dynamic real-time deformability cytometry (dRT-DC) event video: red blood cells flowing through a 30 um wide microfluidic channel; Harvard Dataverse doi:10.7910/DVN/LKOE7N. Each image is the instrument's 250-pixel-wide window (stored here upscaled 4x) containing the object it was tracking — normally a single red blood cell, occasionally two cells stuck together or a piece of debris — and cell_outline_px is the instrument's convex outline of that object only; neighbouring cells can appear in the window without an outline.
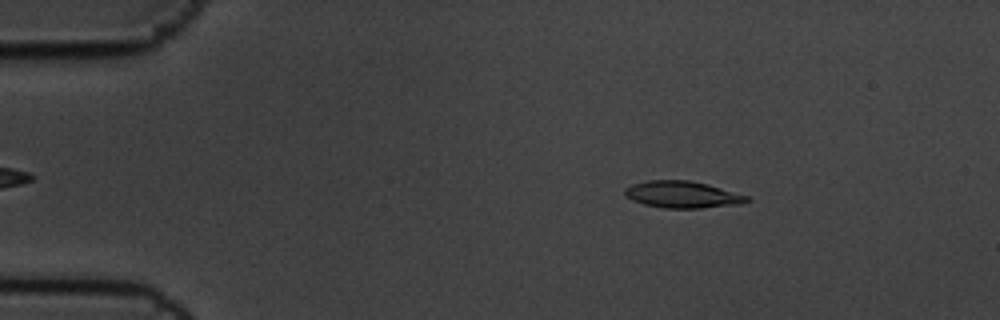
{"species": "common noctule bat (a hibernating species)", "species_latin": "Nyctalus noctula", "temperature_condition": "cold", "stored_images_in_passage": 54, "camera_frame_rate_fps": 3000, "um_per_image_px": 0.085, "animal": {"sex": "male", "body_mass_g": 19.5, "forearm_length_mm": 54.6}, "frame": {"image": 1, "passage_image": 8, "time_ms": 2.333, "image_size_px": [1000, 320], "cell_outline_px": [[752, 200], [740, 204], [700, 208], [664, 208], [644, 204], [632, 200], [624, 196], [624, 188], [632, 184], [648, 180], [688, 180], [708, 184], [748, 196]], "centroid_in_image_um": [57.98, 16.53], "position_along_channel_um": 27.0, "area_um2": 19.13}}
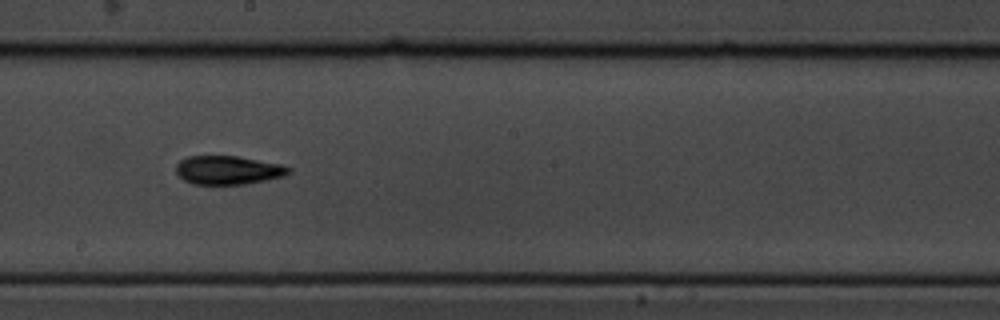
{"frame": {"image": 2, "passage_image": 30, "time_ms": 9.667, "image_size_px": [1000, 320], "cell_outline_px": [[292, 172], [284, 176], [244, 184], [192, 184], [184, 180], [176, 172], [176, 164], [180, 160], [188, 156], [236, 156], [280, 164], [292, 168]], "centroid_in_image_um": [19.38, 14.46], "position_along_channel_um": 228.8, "area_um2": 18.73}}
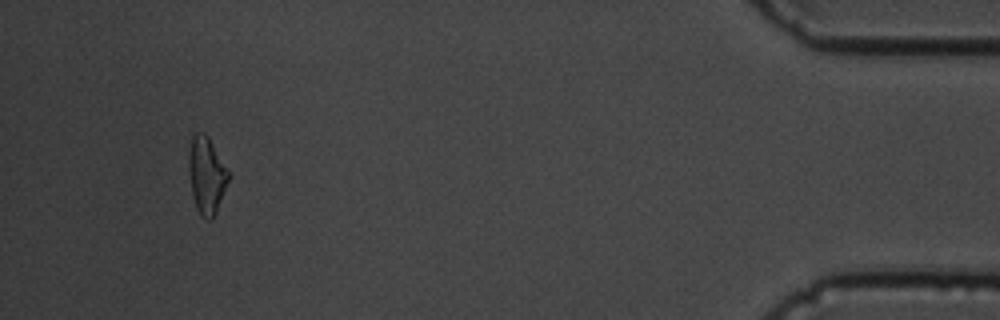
{"frame": {"image": 3, "passage_image": 51, "time_ms": 16.667, "image_size_px": [1000, 320], "cell_outline_px": [[232, 176], [216, 212], [212, 220], [208, 220], [200, 216], [196, 208], [192, 196], [188, 168], [188, 156], [192, 136], [196, 132], [204, 132], [208, 136], [232, 172]], "centroid_in_image_um": [17.6, 14.89], "position_along_channel_um": 417.6, "area_um2": 18.55}, "authors_computed_cell_mechanics": {"area_um2": 18.496, "velocity_mm_per_s": 3.6473, "shape_relaxation_time_tau1_ms": 4.9574, "shape_relaxation_time_tau2_ms": 6.3475, "deformation_change_tau1": 0.1602, "deformation_change_tau2": 0.1466}}